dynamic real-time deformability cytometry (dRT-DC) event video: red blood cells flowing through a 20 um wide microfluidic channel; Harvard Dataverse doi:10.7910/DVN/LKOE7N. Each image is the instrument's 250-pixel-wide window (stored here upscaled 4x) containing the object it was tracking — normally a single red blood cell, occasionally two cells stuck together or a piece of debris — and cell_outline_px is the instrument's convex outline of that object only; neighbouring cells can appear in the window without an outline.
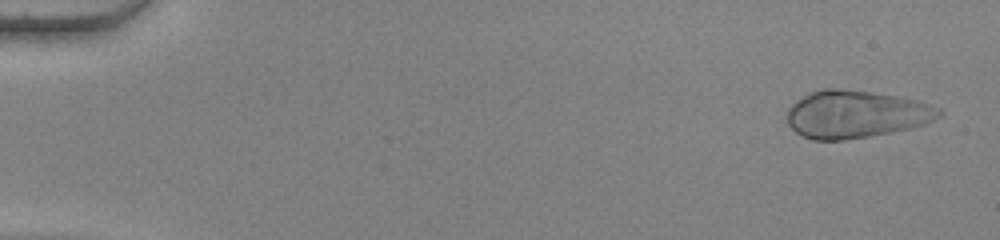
{"species": "human", "species_latin": "Homo sapiens", "temperature_condition": "warm", "stored_images_in_passage": 53, "camera_frame_rate_fps": 3000, "um_per_image_px": 0.085, "donor": {"sex": "female"}, "frame": {"image": 1, "passage_image": 2, "time_ms": 0.333, "image_size_px": [1000, 240], "cell_outline_px": [[944, 116], [924, 124], [908, 128], [868, 136], [844, 140], [812, 140], [796, 132], [788, 124], [788, 108], [796, 100], [808, 92], [824, 88], [836, 88], [868, 92], [916, 100], [940, 108], [944, 112]], "centroid_in_image_um": [72.73, 9.71], "position_along_channel_um": 12.3, "area_um2": 41.79}}
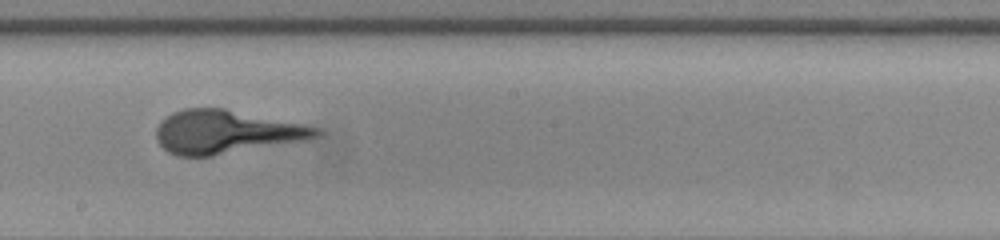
{"frame": {"image": 2, "passage_image": 31, "time_ms": 10.0, "image_size_px": [1000, 240], "cell_outline_px": [[324, 132], [320, 136], [308, 140], [212, 156], [176, 156], [168, 152], [156, 140], [156, 128], [160, 120], [172, 112], [184, 108], [224, 108], [324, 128]], "centroid_in_image_um": [19.25, 11.21], "position_along_channel_um": 229.0, "area_um2": 40.98}}
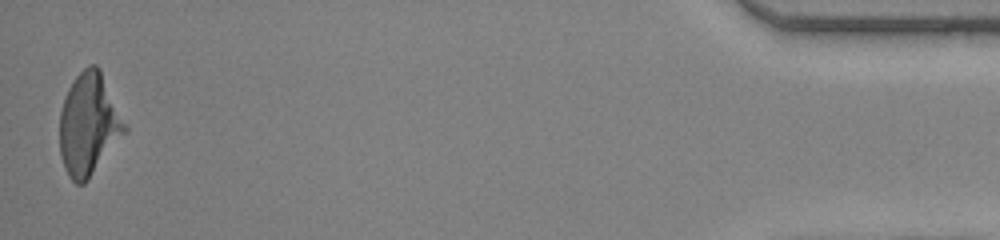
{"frame": {"image": 3, "passage_image": 53, "time_ms": 17.333, "image_size_px": [1000, 240], "cell_outline_px": [[128, 128], [88, 180], [84, 184], [76, 184], [68, 176], [64, 168], [60, 156], [60, 112], [64, 96], [72, 80], [88, 64], [96, 64], [100, 68]], "centroid_in_image_um": [7.52, 10.56], "position_along_channel_um": 427.7, "area_um2": 38.61}}